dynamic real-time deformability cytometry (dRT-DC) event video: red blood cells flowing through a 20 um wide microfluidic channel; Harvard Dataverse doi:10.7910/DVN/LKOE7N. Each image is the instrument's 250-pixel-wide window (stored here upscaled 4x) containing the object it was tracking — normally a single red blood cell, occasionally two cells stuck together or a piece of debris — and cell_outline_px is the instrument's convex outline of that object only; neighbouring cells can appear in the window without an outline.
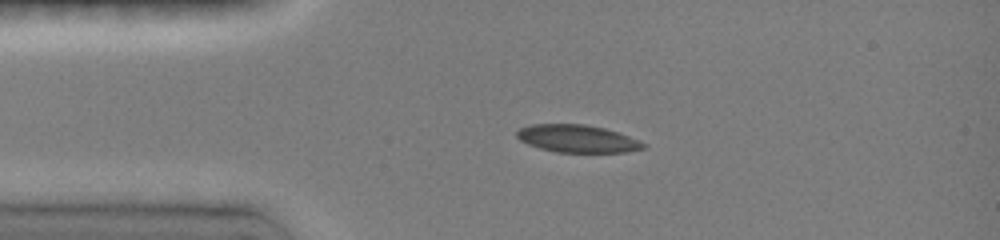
{"species": "common noctule bat (a hibernating species)", "species_latin": "Nyctalus noctula", "temperature_condition": "room temperature", "stored_images_in_passage": 4, "camera_frame_rate_fps": 3000, "um_per_image_px": 0.085, "animal": {"sex": "female", "body_mass_g": 19.0, "forearm_length_mm": 51.5}, "frame": {"image": 1, "passage_image": 3, "time_ms": 2.0, "image_size_px": [1000, 240], "cell_outline_px": [[648, 148], [624, 152], [556, 152], [540, 148], [528, 144], [520, 140], [516, 136], [516, 132], [520, 128], [532, 124], [584, 124], [604, 128], [640, 140], [648, 144]], "centroid_in_image_um": [49.1, 11.79], "position_along_channel_um": 35.9, "area_um2": 20.35}}